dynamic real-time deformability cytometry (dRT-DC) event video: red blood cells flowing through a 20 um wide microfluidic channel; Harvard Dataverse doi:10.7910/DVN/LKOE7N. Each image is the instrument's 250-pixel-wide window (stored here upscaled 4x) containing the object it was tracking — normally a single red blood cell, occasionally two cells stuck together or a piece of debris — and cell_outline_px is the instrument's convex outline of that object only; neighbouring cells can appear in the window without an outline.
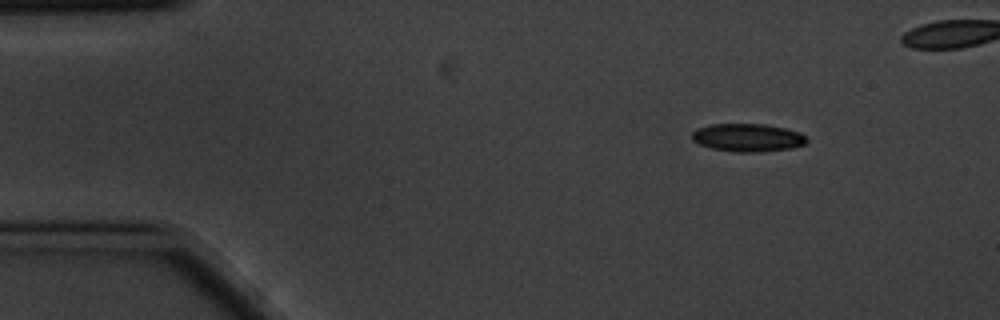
{"species": "common noctule bat (a hibernating species)", "species_latin": "Nyctalus noctula", "temperature_condition": "cold", "stored_images_in_passage": 8, "camera_frame_rate_fps": 3000, "um_per_image_px": 0.085, "animal": {"sex": "male", "body_mass_g": 20.1, "forearm_length_mm": 53.5}, "frame": {"image": 1, "passage_image": 2, "time_ms": 0.333, "image_size_px": [1000, 320], "cell_outline_px": [[808, 140], [804, 144], [792, 148], [756, 152], [740, 152], [712, 148], [700, 144], [692, 140], [692, 132], [696, 128], [712, 124], [764, 124], [784, 128], [800, 132]], "centroid_in_image_um": [63.54, 11.69], "position_along_channel_um": 21.5, "area_um2": 18.55}}